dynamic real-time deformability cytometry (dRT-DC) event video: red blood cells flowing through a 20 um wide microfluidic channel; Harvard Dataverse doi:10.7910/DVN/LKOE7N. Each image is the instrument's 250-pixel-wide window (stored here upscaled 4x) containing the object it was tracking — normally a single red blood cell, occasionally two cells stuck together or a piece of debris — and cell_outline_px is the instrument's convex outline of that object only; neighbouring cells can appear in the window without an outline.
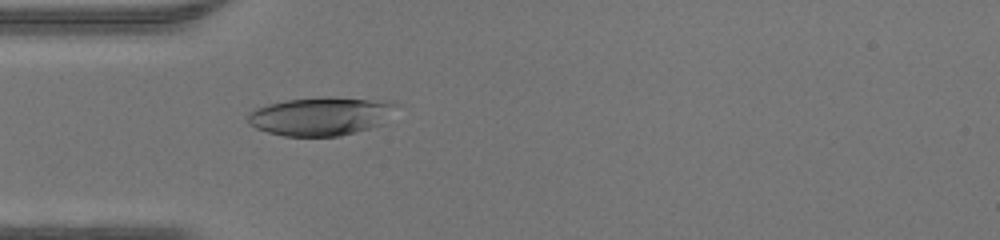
{"species": "human", "species_latin": "Homo sapiens", "temperature_condition": "warm", "stored_images_in_passage": 33, "camera_frame_rate_fps": 3000, "um_per_image_px": 0.085, "donor": {"sex": "male"}, "frame": {"image": 1, "passage_image": 1, "time_ms": 0.0, "image_size_px": [1000, 240], "cell_outline_px": [[400, 104], [380, 124], [368, 128], [336, 136], [284, 136], [268, 132], [256, 128], [248, 124], [248, 112], [256, 108], [268, 104], [288, 100], [328, 96], [368, 100]], "centroid_in_image_um": [27.17, 9.88], "position_along_channel_um": 57.8, "area_um2": 32.54}}
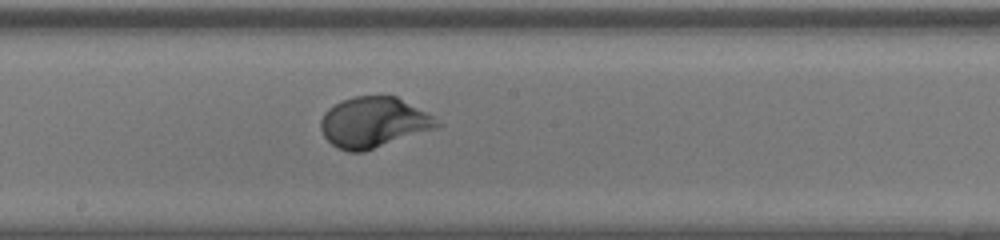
{"frame": {"image": 2, "passage_image": 12, "time_ms": 3.667, "image_size_px": [1000, 240], "cell_outline_px": [[444, 124], [436, 128], [364, 152], [348, 152], [332, 144], [324, 136], [320, 128], [320, 120], [324, 112], [328, 108], [340, 100], [352, 96], [396, 96], [432, 116]], "centroid_in_image_um": [31.72, 10.4], "position_along_channel_um": 216.5, "area_um2": 34.16}}
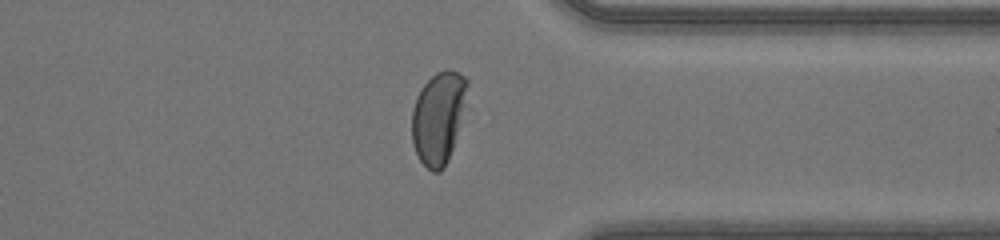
{"frame": {"image": 3, "passage_image": 23, "time_ms": 7.333, "image_size_px": [1000, 240], "cell_outline_px": [[468, 84], [452, 148], [448, 160], [444, 168], [440, 172], [432, 172], [420, 160], [412, 144], [412, 108], [416, 96], [420, 88], [436, 72], [444, 68], [448, 68], [464, 76], [468, 80]], "centroid_in_image_um": [37.21, 9.97], "position_along_channel_um": 374.2, "area_um2": 29.19}}